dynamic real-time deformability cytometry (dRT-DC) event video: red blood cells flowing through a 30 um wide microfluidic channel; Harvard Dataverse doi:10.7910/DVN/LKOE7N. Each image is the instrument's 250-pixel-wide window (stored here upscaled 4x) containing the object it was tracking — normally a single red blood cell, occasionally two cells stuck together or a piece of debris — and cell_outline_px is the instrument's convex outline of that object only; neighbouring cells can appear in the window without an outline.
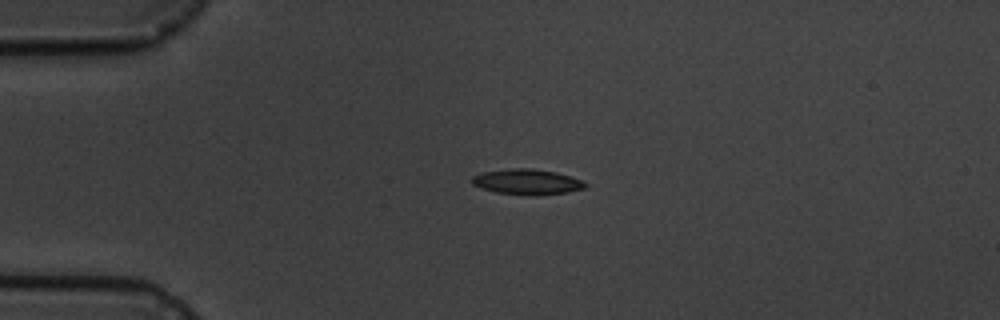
{"species": "common noctule bat (a hibernating species)", "species_latin": "Nyctalus noctula", "temperature_condition": "cold", "stored_images_in_passage": 5, "camera_frame_rate_fps": 3000, "um_per_image_px": 0.085, "animal": {"sex": "male", "body_mass_g": 19.5, "forearm_length_mm": 54.6}, "frame": {"image": 1, "passage_image": 3, "time_ms": 3.0, "image_size_px": [1000, 320], "cell_outline_px": [[588, 184], [584, 188], [568, 192], [536, 196], [528, 196], [496, 192], [480, 188], [472, 184], [472, 176], [484, 172], [512, 168], [532, 168], [556, 172], [584, 180]], "centroid_in_image_um": [44.83, 15.47], "position_along_channel_um": 40.2, "area_um2": 16.99}}
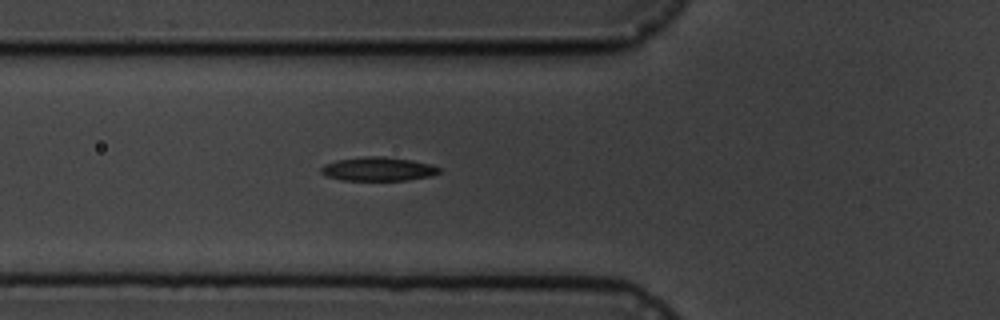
{"frame": {"image": 2, "passage_image": 5, "time_ms": 5.333, "image_size_px": [1000, 320], "cell_outline_px": [[440, 172], [432, 176], [408, 180], [340, 180], [324, 176], [320, 172], [320, 168], [324, 164], [336, 160], [368, 156], [384, 156], [412, 160], [432, 164], [440, 168]], "centroid_in_image_um": [32.13, 14.37], "position_along_channel_um": 93.7, "area_um2": 16.59}}